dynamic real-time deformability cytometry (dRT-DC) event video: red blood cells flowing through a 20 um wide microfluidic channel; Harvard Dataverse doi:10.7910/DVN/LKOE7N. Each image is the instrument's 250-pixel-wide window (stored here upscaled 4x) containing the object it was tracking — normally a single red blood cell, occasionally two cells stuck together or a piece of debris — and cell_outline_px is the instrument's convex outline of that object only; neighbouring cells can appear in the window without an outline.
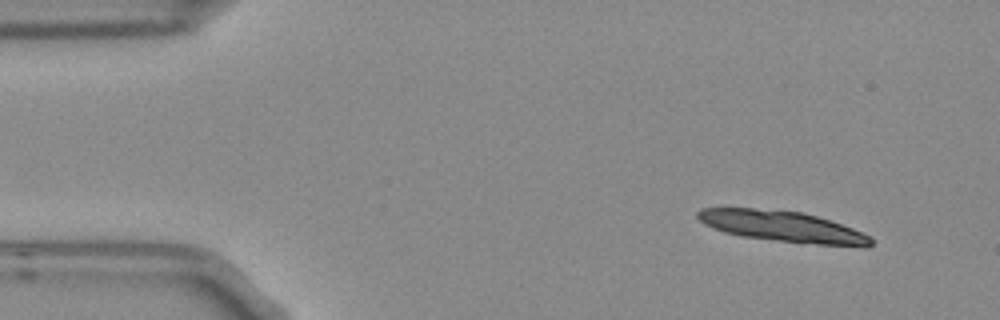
{"species": "Egyptian fruit bat (a non-hibernating species)", "species_latin": "Rousettus aegyptiacus", "temperature_condition": "room temperature", "stored_images_in_passage": 3, "camera_frame_rate_fps": 3000, "um_per_image_px": 0.085, "frame": {"image": 1, "passage_image": 1, "time_ms": 0.0, "image_size_px": [1000, 320], "cell_outline_px": [[872, 244], [868, 248], [864, 248], [816, 244], [744, 236], [724, 232], [704, 224], [696, 216], [696, 212], [700, 208], [752, 208], [800, 212], [816, 216], [852, 228], [872, 236]], "centroid_in_image_um": [66.56, 19.26], "position_along_channel_um": 18.4, "area_um2": 30.87}}